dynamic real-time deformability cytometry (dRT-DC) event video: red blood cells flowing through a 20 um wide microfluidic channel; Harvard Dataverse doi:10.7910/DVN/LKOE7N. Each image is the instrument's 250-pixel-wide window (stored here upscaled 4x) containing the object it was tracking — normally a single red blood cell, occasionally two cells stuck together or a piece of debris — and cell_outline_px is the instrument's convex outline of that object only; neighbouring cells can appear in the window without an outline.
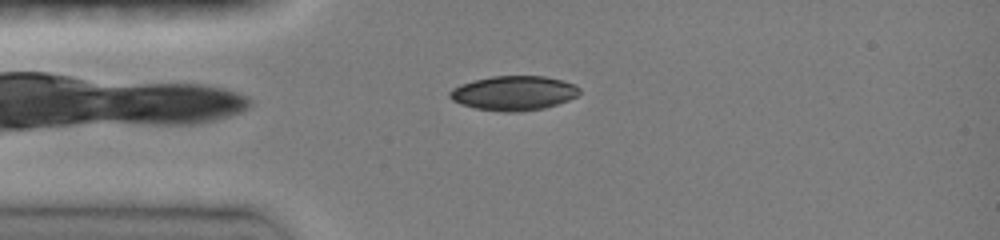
{"species": "common noctule bat (a hibernating species)", "species_latin": "Nyctalus noctula", "temperature_condition": "room temperature", "stored_images_in_passage": 39, "camera_frame_rate_fps": 3000, "um_per_image_px": 0.085, "animal": {"sex": "female", "body_mass_g": 19.0, "forearm_length_mm": 51.5}, "frame": {"image": 1, "passage_image": 3, "time_ms": 0.667, "image_size_px": [1000, 240], "cell_outline_px": [[580, 92], [576, 96], [568, 100], [544, 108], [520, 112], [500, 112], [476, 108], [460, 104], [452, 100], [448, 96], [448, 92], [452, 88], [460, 84], [492, 76], [544, 76], [576, 84], [580, 88]], "centroid_in_image_um": [43.65, 7.92], "position_along_channel_um": 41.4, "area_um2": 26.13}}